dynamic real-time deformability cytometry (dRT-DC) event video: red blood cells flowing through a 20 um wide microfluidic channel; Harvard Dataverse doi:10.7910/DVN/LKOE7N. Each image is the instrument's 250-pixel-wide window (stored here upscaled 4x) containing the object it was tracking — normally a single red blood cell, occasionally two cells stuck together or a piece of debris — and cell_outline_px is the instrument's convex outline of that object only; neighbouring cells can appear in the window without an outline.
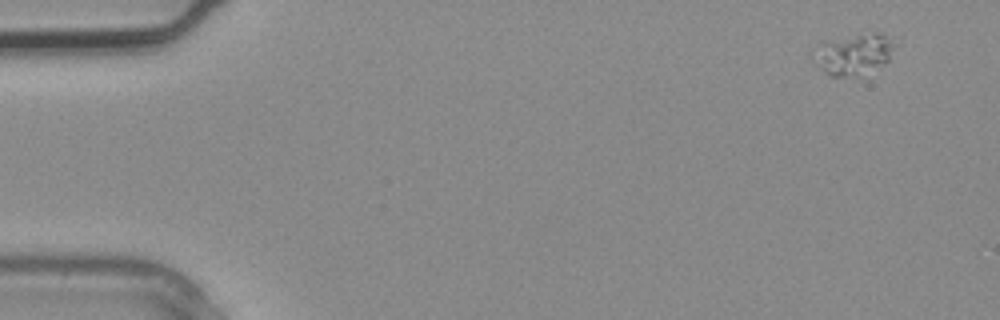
{"species": "common noctule bat (a hibernating species)", "species_latin": "Nyctalus noctula", "temperature_condition": "warm", "stored_images_in_passage": 3, "camera_frame_rate_fps": 3000, "um_per_image_px": 0.085, "animal": {"sex": "male", "body_mass_g": 20.4}, "frame": {"image": 1, "passage_image": 1, "time_ms": 0.0, "image_size_px": [1000, 320], "cell_outline_px": [[892, 48], [888, 60], [884, 64], [840, 76], [828, 76], [812, 64], [808, 56], [812, 48], [816, 44], [824, 40], [872, 32], [880, 32], [892, 44]], "centroid_in_image_um": [72.31, 4.56], "position_along_channel_um": 12.7, "area_um2": 19.13}}
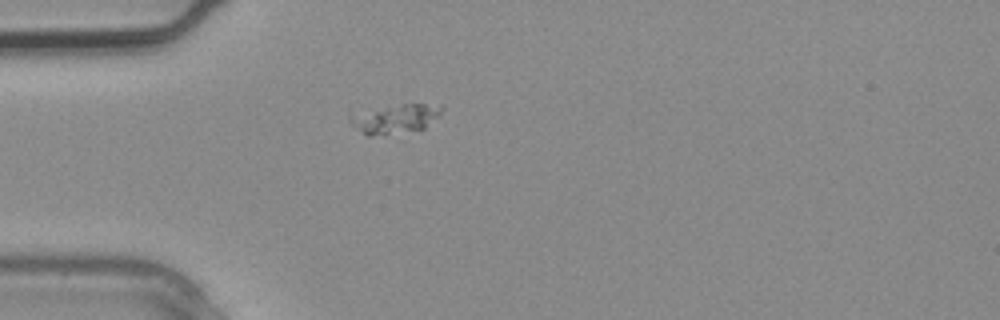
{"frame": {"image": 2, "passage_image": 3, "time_ms": 0.667, "image_size_px": [1000, 320], "cell_outline_px": [[444, 108], [424, 128], [372, 136], [368, 136], [356, 128], [348, 120], [348, 116], [404, 104], [424, 104]], "centroid_in_image_um": [33.56, 10.12], "position_along_channel_um": 51.4, "area_um2": 14.33}}